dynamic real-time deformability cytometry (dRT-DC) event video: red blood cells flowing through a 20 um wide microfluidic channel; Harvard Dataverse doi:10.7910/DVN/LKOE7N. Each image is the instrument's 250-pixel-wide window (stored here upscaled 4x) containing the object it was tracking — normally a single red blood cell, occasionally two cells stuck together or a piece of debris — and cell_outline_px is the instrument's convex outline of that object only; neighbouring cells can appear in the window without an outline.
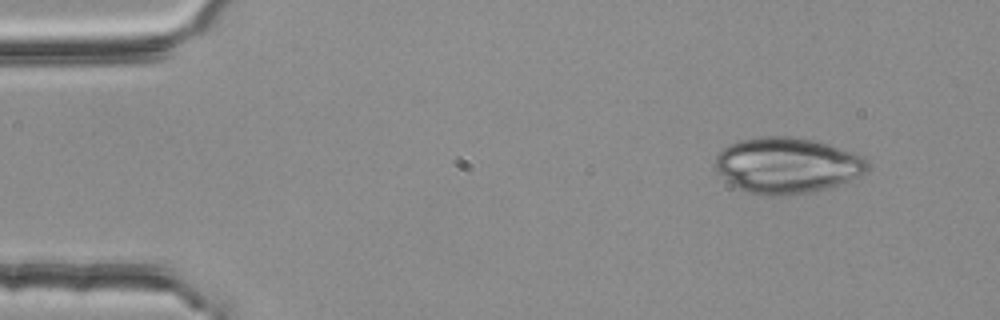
{"species": "common noctule bat (a hibernating species)", "species_latin": "Nyctalus noctula", "temperature_condition": "room temperature", "stored_images_in_passage": 3, "camera_frame_rate_fps": 3000, "um_per_image_px": 0.085, "animal": {"sex": "female", "body_mass_g": 25.1}, "frame": {"image": 1, "passage_image": 1, "time_ms": 0.0, "image_size_px": [1000, 320], "cell_outline_px": [[872, 164], [864, 172], [848, 180], [828, 188], [808, 192], [784, 196], [760, 196], [748, 192], [740, 188], [728, 180], [716, 168], [716, 156], [728, 144], [740, 140], [760, 136], [792, 136], [812, 140], [828, 144], [864, 156]], "centroid_in_image_um": [66.92, 14.05], "position_along_channel_um": 18.1, "area_um2": 49.25}}